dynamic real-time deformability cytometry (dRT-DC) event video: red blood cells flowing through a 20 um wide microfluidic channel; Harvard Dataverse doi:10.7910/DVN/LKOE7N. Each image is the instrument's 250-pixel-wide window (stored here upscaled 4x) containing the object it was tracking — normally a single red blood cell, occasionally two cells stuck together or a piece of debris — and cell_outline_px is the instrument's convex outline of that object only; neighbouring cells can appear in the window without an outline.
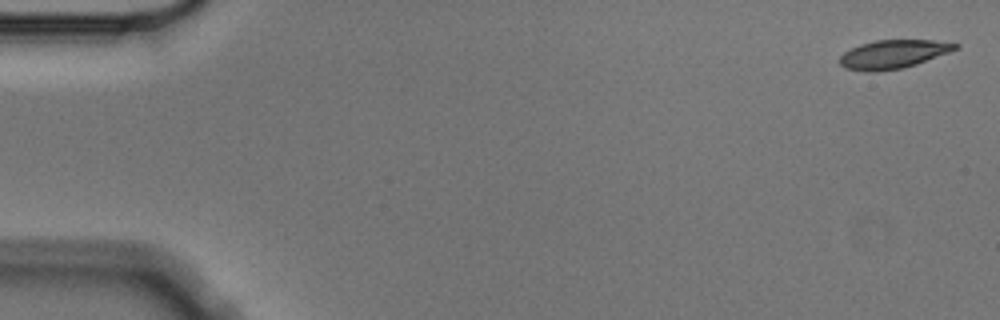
{"species": "Egyptian fruit bat (a non-hibernating species)", "species_latin": "Rousettus aegyptiacus", "temperature_condition": "cold", "stored_images_in_passage": 5, "segment_of_instrument_passage": [2, 2], "camera_frame_rate_fps": 3000, "um_per_image_px": 0.085, "animal": {"sex": "male"}, "frame": {"image": 1, "passage_image": 5, "time_ms": 1.333, "image_size_px": [1000, 320], "cell_outline_px": [[960, 48], [916, 64], [904, 68], [872, 72], [868, 72], [844, 68], [840, 64], [840, 56], [844, 52], [860, 44], [876, 40], [932, 40], [960, 44]], "centroid_in_image_um": [75.92, 4.61], "position_along_channel_um": 9.1, "area_um2": 19.19}}